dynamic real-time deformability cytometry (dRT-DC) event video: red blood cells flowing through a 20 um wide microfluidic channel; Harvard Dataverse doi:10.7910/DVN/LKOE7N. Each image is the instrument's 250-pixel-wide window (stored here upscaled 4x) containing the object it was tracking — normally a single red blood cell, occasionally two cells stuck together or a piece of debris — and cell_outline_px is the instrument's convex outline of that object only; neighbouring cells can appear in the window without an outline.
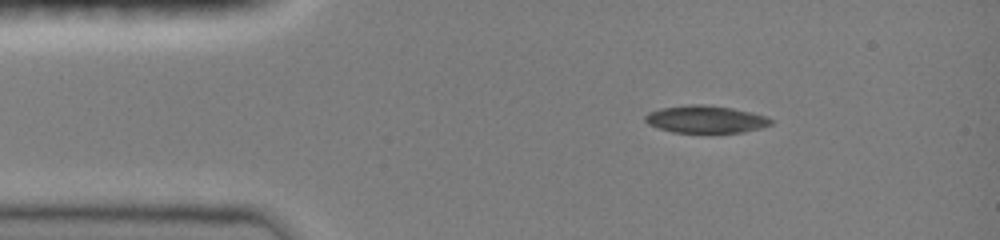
{"species": "common noctule bat (a hibernating species)", "species_latin": "Nyctalus noctula", "temperature_condition": "room temperature", "stored_images_in_passage": 59, "camera_frame_rate_fps": 3000, "um_per_image_px": 0.085, "animal": {"sex": "female", "body_mass_g": 19.0, "forearm_length_mm": 51.5}, "frame": {"image": 1, "passage_image": 1, "time_ms": 0.0, "image_size_px": [1000, 240], "cell_outline_px": [[772, 124], [760, 128], [744, 132], [672, 132], [648, 124], [644, 120], [644, 116], [648, 112], [660, 108], [688, 104], [704, 104], [732, 108], [752, 112], [764, 116], [772, 120]], "centroid_in_image_um": [59.95, 10.12], "position_along_channel_um": 25.0, "area_um2": 20.0}}
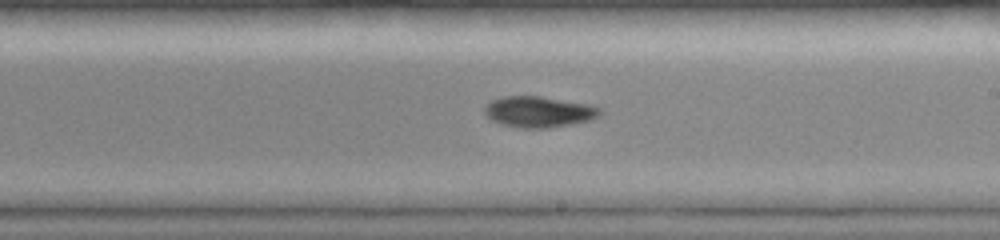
{"frame": {"image": 2, "passage_image": 38, "time_ms": 6.667, "image_size_px": [1000, 240], "cell_outline_px": [[600, 112], [596, 116], [588, 120], [548, 128], [520, 128], [500, 124], [492, 120], [484, 112], [484, 108], [492, 100], [504, 96], [540, 96], [588, 104], [600, 108]], "centroid_in_image_um": [45.74, 9.5], "position_along_channel_um": 243.3, "area_um2": 20.46}}
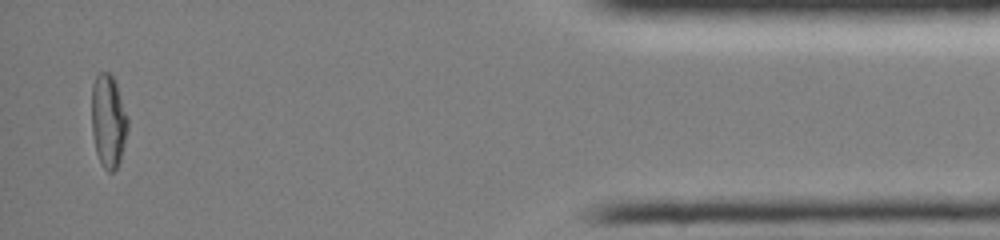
{"frame": {"image": 3, "passage_image": 58, "time_ms": 12.667, "image_size_px": [1000, 240], "cell_outline_px": [[128, 128], [120, 160], [116, 168], [112, 172], [108, 172], [104, 168], [96, 152], [92, 132], [92, 84], [96, 76], [100, 72], [108, 72], [112, 76], [116, 84], [128, 116]], "centroid_in_image_um": [9.21, 10.28], "position_along_channel_um": 426.0, "area_um2": 19.48}}